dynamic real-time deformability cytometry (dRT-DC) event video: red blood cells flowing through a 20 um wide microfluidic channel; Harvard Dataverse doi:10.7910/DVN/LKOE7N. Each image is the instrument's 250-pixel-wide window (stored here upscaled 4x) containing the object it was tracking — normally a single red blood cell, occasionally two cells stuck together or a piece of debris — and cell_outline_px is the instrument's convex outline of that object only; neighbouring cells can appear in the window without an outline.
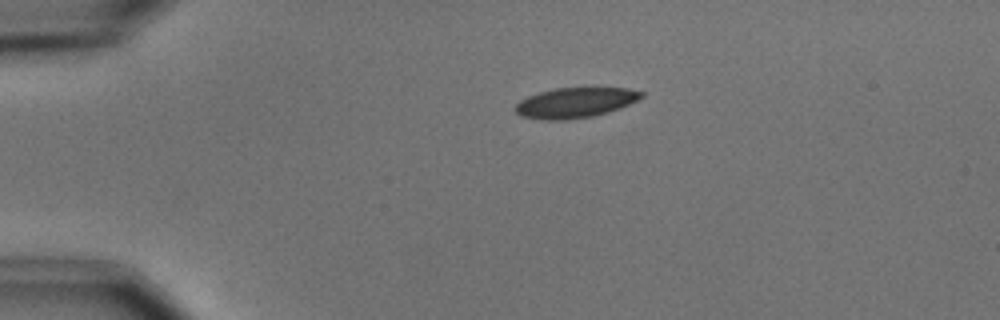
{"species": "common noctule bat (a hibernating species)", "species_latin": "Nyctalus noctula", "temperature_condition": "cold", "stored_images_in_passage": 4, "camera_frame_rate_fps": 3000, "um_per_image_px": 0.085, "animal": {"sex": "male", "body_mass_g": 15.6}, "frame": {"image": 1, "passage_image": 1, "time_ms": 0.0, "image_size_px": [1000, 320], "cell_outline_px": [[644, 96], [620, 108], [608, 112], [592, 116], [568, 120], [540, 120], [520, 116], [512, 108], [520, 100], [528, 96], [540, 92], [556, 88], [628, 88], [644, 92]], "centroid_in_image_um": [48.85, 8.74], "position_along_channel_um": 36.1, "area_um2": 22.25}}
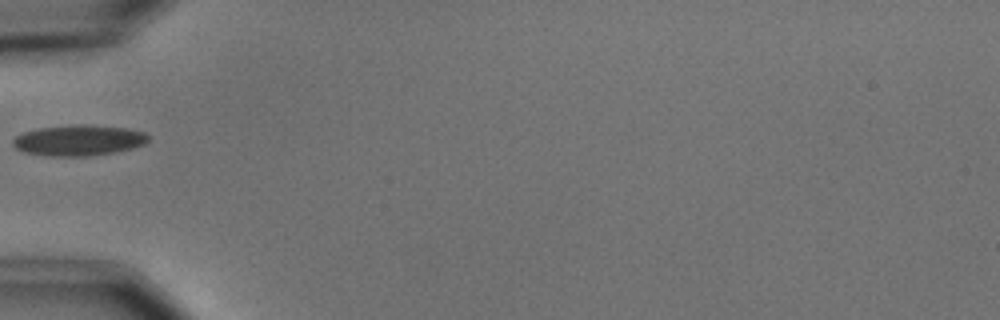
{"frame": {"image": 2, "passage_image": 3, "time_ms": 2.333, "image_size_px": [1000, 320], "cell_outline_px": [[148, 140], [144, 144], [132, 148], [116, 152], [88, 156], [48, 156], [24, 152], [16, 148], [12, 144], [12, 140], [16, 136], [24, 132], [40, 128], [76, 124], [84, 124], [124, 128], [144, 132], [148, 136]], "centroid_in_image_um": [6.67, 11.93], "position_along_channel_um": 78.3, "area_um2": 24.16}}
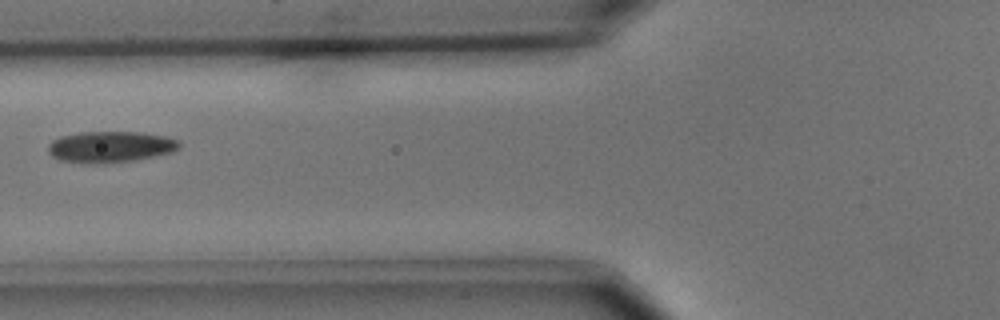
{"frame": {"image": 3, "passage_image": 4, "time_ms": 3.333, "image_size_px": [1000, 320], "cell_outline_px": [[180, 148], [172, 152], [132, 160], [104, 164], [84, 164], [60, 160], [52, 156], [48, 152], [48, 144], [52, 140], [60, 136], [80, 132], [140, 132], [164, 136], [176, 140], [180, 144]], "centroid_in_image_um": [9.32, 12.49], "position_along_channel_um": 116.5, "area_um2": 23.93}}